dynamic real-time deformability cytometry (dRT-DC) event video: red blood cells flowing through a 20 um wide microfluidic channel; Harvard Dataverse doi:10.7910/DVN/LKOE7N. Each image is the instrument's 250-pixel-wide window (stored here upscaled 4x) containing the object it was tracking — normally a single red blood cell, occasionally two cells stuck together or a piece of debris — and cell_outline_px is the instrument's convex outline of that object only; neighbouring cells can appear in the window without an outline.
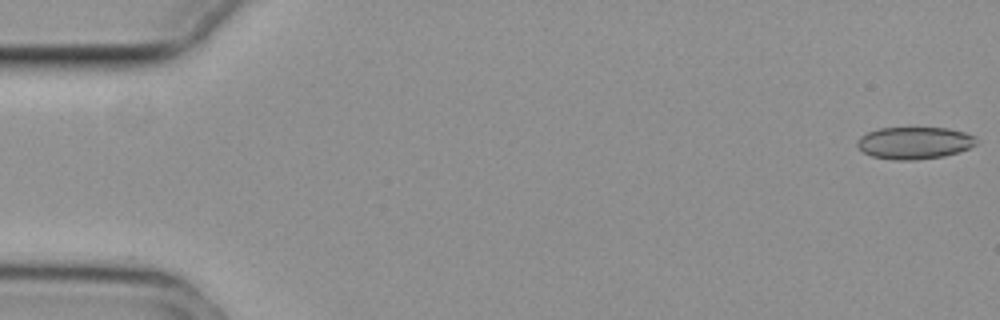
{"species": "common noctule bat (a hibernating species)", "species_latin": "Nyctalus noctula", "temperature_condition": "cold", "stored_images_in_passage": 17, "camera_frame_rate_fps": 3000, "um_per_image_px": 0.085, "animal": {"sex": "female", "body_mass_g": 29.2, "forearm_length_mm": 56.3}, "frame": {"image": 1, "passage_image": 1, "time_ms": 0.0, "image_size_px": [1000, 320], "cell_outline_px": [[976, 144], [960, 152], [944, 156], [916, 160], [896, 160], [872, 156], [864, 152], [856, 144], [856, 140], [860, 136], [868, 132], [880, 128], [948, 128], [964, 132], [976, 136]], "centroid_in_image_um": [77.73, 12.15], "position_along_channel_um": 7.3, "area_um2": 22.31}}
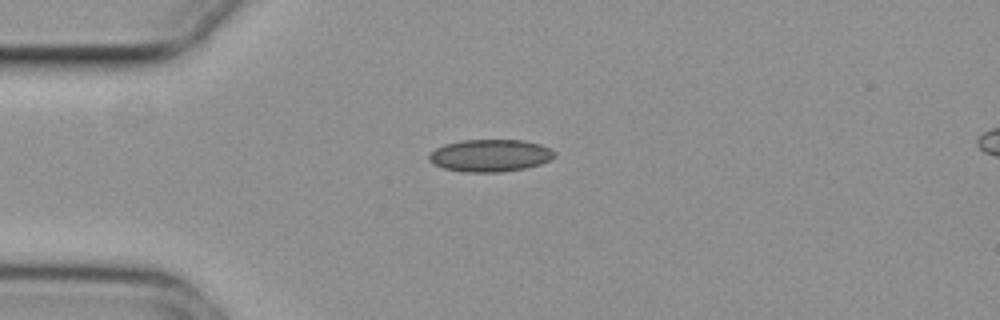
{"frame": {"image": 2, "passage_image": 14, "time_ms": 4.333, "image_size_px": [1000, 320], "cell_outline_px": [[556, 156], [540, 164], [524, 168], [500, 172], [464, 172], [444, 168], [432, 164], [428, 160], [428, 156], [436, 148], [444, 144], [460, 140], [524, 140], [540, 144], [556, 152]], "centroid_in_image_um": [41.64, 13.21], "position_along_channel_um": 43.4, "area_um2": 23.64}}